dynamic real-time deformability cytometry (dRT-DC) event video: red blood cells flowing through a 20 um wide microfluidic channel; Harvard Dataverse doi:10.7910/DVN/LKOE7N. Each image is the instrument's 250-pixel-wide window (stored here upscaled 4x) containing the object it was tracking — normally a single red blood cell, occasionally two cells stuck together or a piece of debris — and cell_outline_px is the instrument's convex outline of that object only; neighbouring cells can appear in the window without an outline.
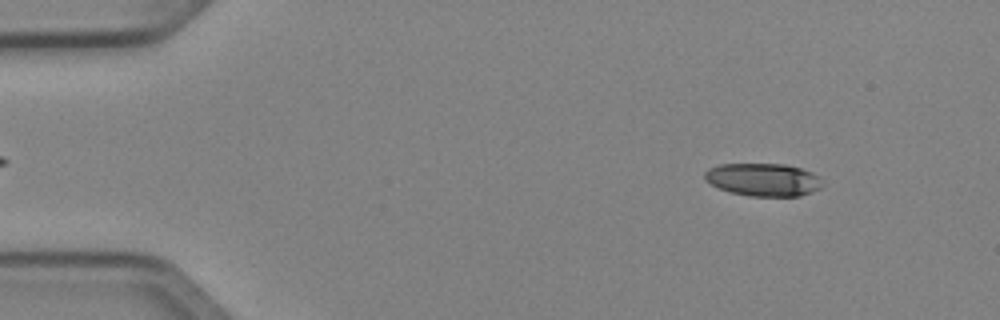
{"species": "Egyptian fruit bat (a non-hibernating species)", "species_latin": "Rousettus aegyptiacus", "temperature_condition": "cold", "stored_images_in_passage": 50, "camera_frame_rate_fps": 3000, "um_per_image_px": 0.085, "animal": {"sex": "female"}, "frame": {"image": 1, "passage_image": 6, "time_ms": 1.667, "image_size_px": [1000, 320], "cell_outline_px": [[820, 188], [812, 192], [800, 196], [748, 196], [732, 192], [720, 188], [704, 180], [704, 172], [708, 168], [720, 164], [784, 164], [800, 168], [812, 172], [820, 176]], "centroid_in_image_um": [64.86, 15.26], "position_along_channel_um": 20.1, "area_um2": 22.48}}
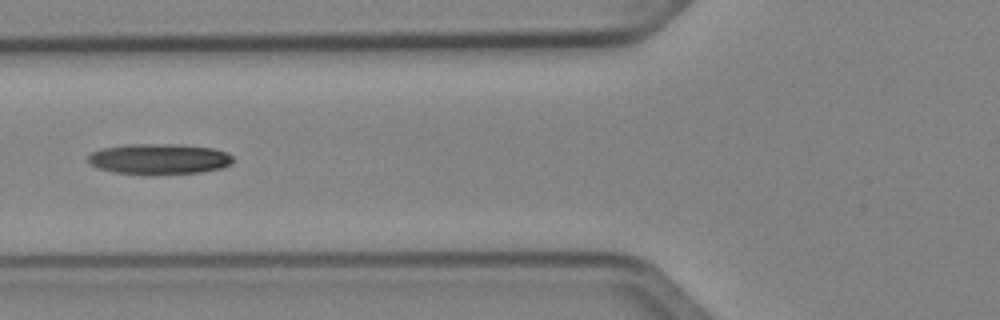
{"frame": {"image": 2, "passage_image": 20, "time_ms": 6.333, "image_size_px": [1000, 320], "cell_outline_px": [[232, 164], [220, 168], [200, 172], [160, 176], [148, 176], [112, 172], [96, 168], [88, 164], [84, 160], [92, 152], [100, 148], [128, 144], [172, 144], [212, 148], [224, 152], [232, 156]], "centroid_in_image_um": [13.42, 13.55], "position_along_channel_um": 112.4, "area_um2": 26.59}}
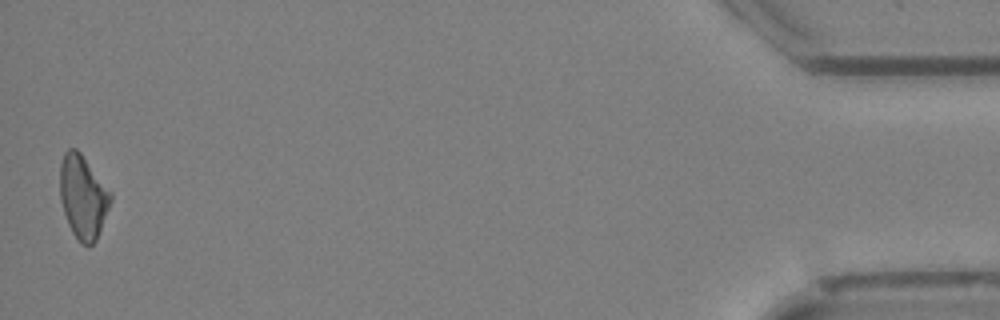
{"frame": {"image": 3, "passage_image": 50, "time_ms": 16.333, "image_size_px": [1000, 320], "cell_outline_px": [[112, 200], [96, 240], [92, 244], [80, 244], [72, 232], [68, 224], [60, 200], [60, 164], [64, 152], [68, 148], [76, 148], [80, 152], [112, 192]], "centroid_in_image_um": [7.05, 16.71], "position_along_channel_um": 428.1, "area_um2": 24.62}}